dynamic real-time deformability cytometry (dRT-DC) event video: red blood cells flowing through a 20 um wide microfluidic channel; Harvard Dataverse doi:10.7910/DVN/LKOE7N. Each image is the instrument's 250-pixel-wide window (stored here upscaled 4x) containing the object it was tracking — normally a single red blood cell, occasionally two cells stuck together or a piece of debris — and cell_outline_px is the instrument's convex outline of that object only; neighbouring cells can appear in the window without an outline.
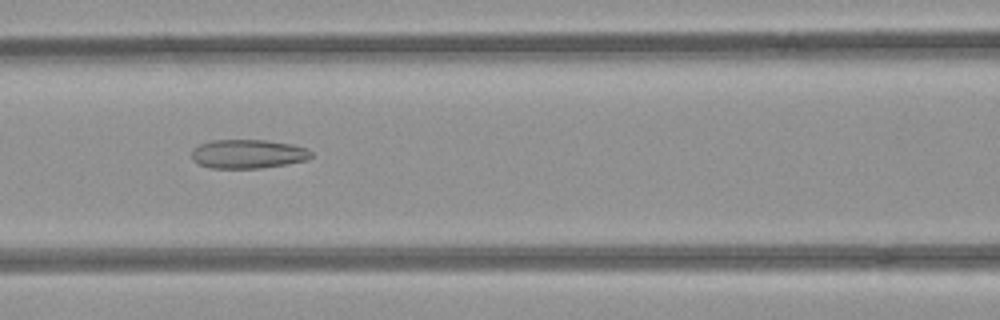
{"species": "common noctule bat (a hibernating species)", "species_latin": "Nyctalus noctula", "temperature_condition": "room temperature", "stored_images_in_passage": 36, "camera_frame_rate_fps": 3000, "um_per_image_px": 0.085, "animal": {"sex": "female", "body_mass_g": 21.9}, "frame": {"image": 1, "passage_image": 7, "time_ms": 2.0, "image_size_px": [1000, 320], "cell_outline_px": [[312, 156], [308, 160], [288, 164], [260, 168], [208, 168], [192, 160], [192, 148], [200, 144], [212, 140], [264, 140], [292, 144], [308, 148], [312, 152]], "centroid_in_image_um": [21.09, 13.09], "position_along_channel_um": 145.5, "area_um2": 20.35}}
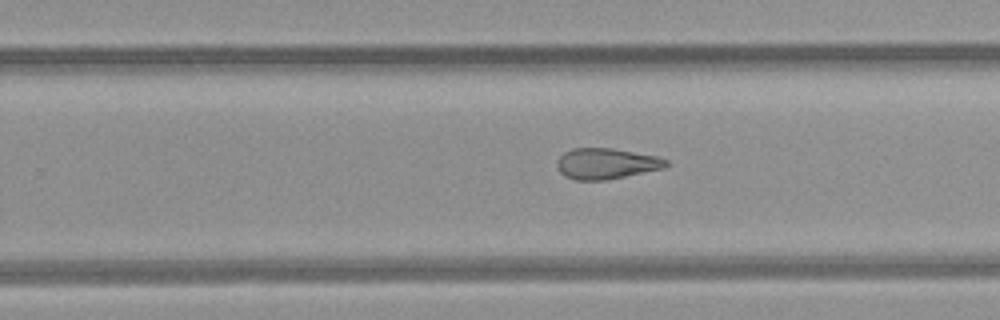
{"frame": {"image": 2, "passage_image": 17, "time_ms": 5.333, "image_size_px": [1000, 320], "cell_outline_px": [[668, 164], [664, 168], [608, 180], [576, 180], [564, 176], [560, 172], [556, 164], [560, 156], [564, 152], [572, 148], [612, 148], [660, 156], [668, 160]], "centroid_in_image_um": [51.55, 13.9], "position_along_channel_um": 278.3, "area_um2": 19.77}}
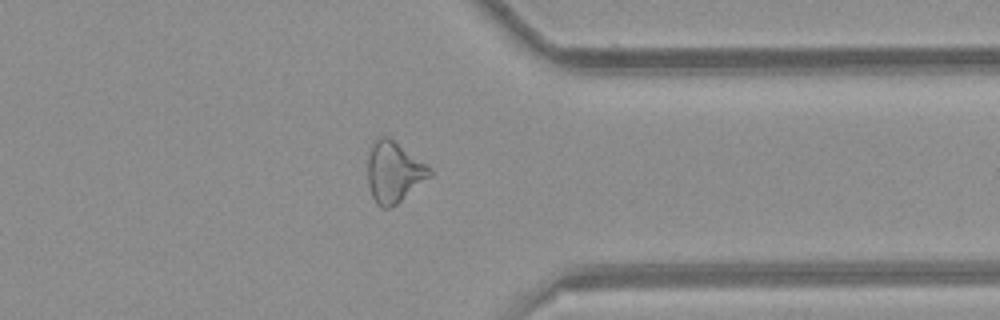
{"frame": {"image": 3, "passage_image": 25, "time_ms": 8.0, "image_size_px": [1000, 320], "cell_outline_px": [[432, 176], [396, 204], [388, 208], [380, 208], [376, 204], [372, 196], [368, 184], [368, 156], [372, 144], [380, 136], [388, 136], [432, 168]], "centroid_in_image_um": [33.48, 14.63], "position_along_channel_um": 377.9, "area_um2": 21.96}, "authors_computed_cell_mechanics": {"area_um2": 21.0392, "velocity_mm_per_s": 3.9924, "shape_relaxation_time_tau1_ms": null, "shape_relaxation_time_tau2_ms": 3.0839, "deformation_change_tau1": null, "deformation_change_tau2": 0.1243}}